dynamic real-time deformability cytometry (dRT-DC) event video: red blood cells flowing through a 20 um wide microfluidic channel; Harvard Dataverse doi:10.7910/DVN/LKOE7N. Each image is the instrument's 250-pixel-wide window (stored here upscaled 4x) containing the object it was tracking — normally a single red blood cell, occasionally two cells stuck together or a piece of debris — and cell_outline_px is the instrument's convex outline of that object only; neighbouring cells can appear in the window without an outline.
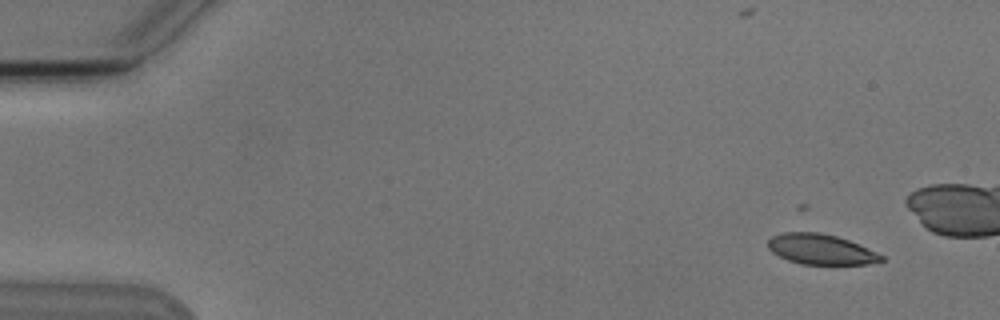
{"species": "Egyptian fruit bat (a non-hibernating species)", "species_latin": "Rousettus aegyptiacus", "temperature_condition": "cold", "stored_images_in_passage": 10, "camera_frame_rate_fps": 3000, "um_per_image_px": 0.085, "animal": {"sex": "male"}, "frame": {"image": 1, "passage_image": 2, "time_ms": 1.0, "image_size_px": [1000, 320], "cell_outline_px": [[884, 260], [868, 264], [800, 264], [788, 260], [772, 252], [768, 248], [768, 240], [772, 236], [784, 232], [820, 232], [836, 236], [848, 240], [876, 252], [884, 256]], "centroid_in_image_um": [69.75, 21.19], "position_along_channel_um": 15.2, "area_um2": 19.88}}